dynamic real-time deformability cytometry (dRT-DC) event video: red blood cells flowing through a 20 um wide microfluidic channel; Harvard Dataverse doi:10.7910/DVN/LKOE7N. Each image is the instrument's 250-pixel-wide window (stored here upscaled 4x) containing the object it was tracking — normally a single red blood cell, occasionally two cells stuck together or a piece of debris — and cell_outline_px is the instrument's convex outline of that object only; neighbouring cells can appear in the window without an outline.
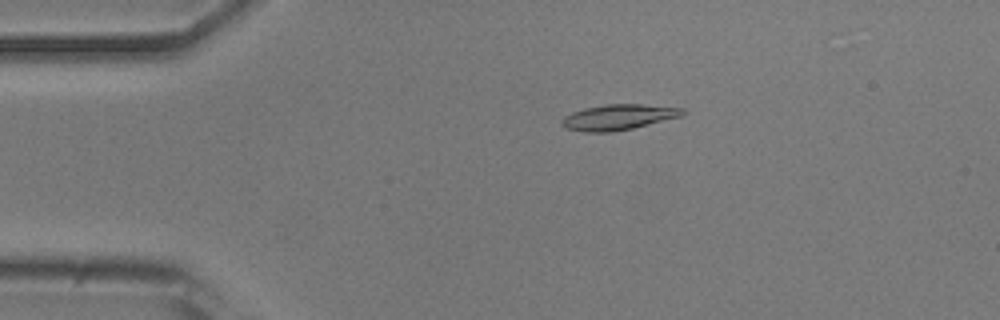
{"species": "common noctule bat (a hibernating species)", "species_latin": "Nyctalus noctula", "temperature_condition": "room temperature", "stored_images_in_passage": 52, "camera_frame_rate_fps": 3000, "um_per_image_px": 0.085, "animal": {"sex": "male", "body_mass_g": 20.5, "forearm_length_mm": 52.5}, "frame": {"image": 1, "passage_image": 10, "time_ms": 3.0, "image_size_px": [1000, 320], "cell_outline_px": [[688, 112], [680, 116], [632, 128], [612, 132], [584, 132], [568, 128], [560, 124], [560, 120], [564, 116], [572, 112], [584, 108], [604, 104], [644, 104], [684, 108]], "centroid_in_image_um": [52.55, 9.94], "position_along_channel_um": 32.5, "area_um2": 17.98}}
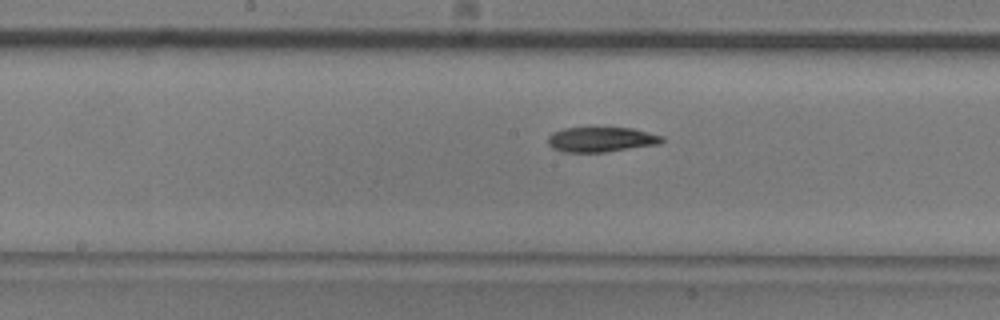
{"frame": {"image": 2, "passage_image": 26, "time_ms": 8.333, "image_size_px": [1000, 320], "cell_outline_px": [[664, 140], [660, 144], [604, 152], [564, 152], [552, 148], [548, 144], [548, 136], [552, 132], [564, 128], [632, 128], [664, 136]], "centroid_in_image_um": [51.1, 11.86], "position_along_channel_um": 197.1, "area_um2": 16.59}}
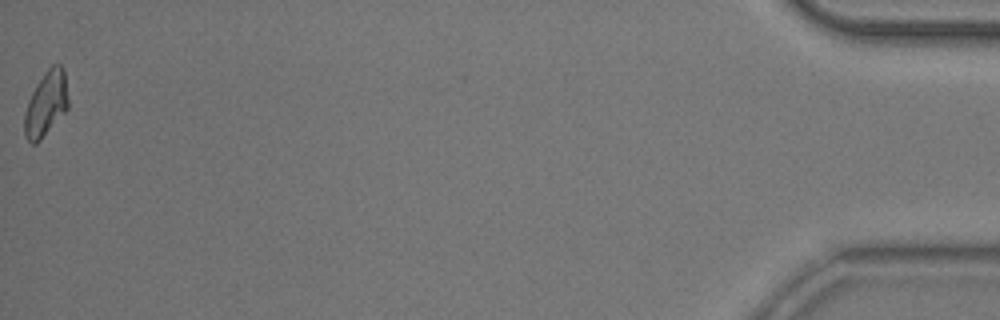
{"frame": {"image": 3, "passage_image": 52, "time_ms": 17.0, "image_size_px": [1000, 320], "cell_outline_px": [[68, 108], [40, 140], [36, 144], [32, 144], [24, 136], [24, 112], [32, 92], [36, 84], [44, 72], [52, 64], [60, 64], [64, 68], [68, 100]], "centroid_in_image_um": [3.9, 8.81], "position_along_channel_um": 431.3, "area_um2": 16.53}, "authors_computed_cell_mechanics": {"area_um2": 17.0221, "velocity_mm_per_s": 3.8619, "shape_relaxation_time_tau1_ms": 8.2583, "shape_relaxation_time_tau2_ms": null, "deformation_change_tau1": 0.1921, "deformation_change_tau2": null}}